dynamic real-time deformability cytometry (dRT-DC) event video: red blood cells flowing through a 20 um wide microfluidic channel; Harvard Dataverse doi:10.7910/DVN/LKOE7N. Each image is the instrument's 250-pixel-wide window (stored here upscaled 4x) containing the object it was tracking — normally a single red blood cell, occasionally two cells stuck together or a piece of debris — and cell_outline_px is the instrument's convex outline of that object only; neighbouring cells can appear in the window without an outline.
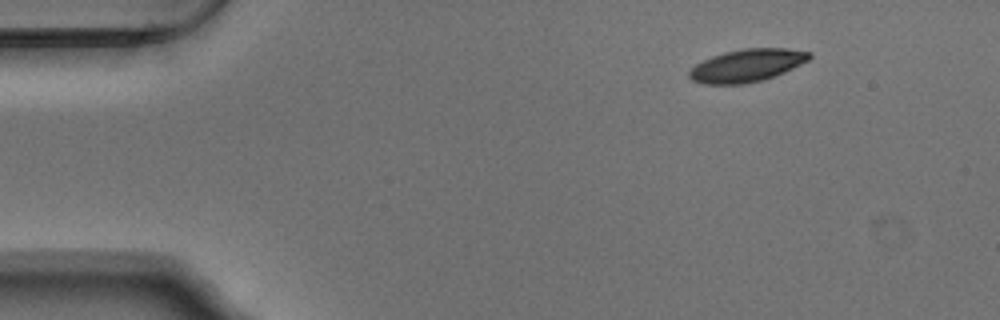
{"species": "Egyptian fruit bat (a non-hibernating species)", "species_latin": "Rousettus aegyptiacus", "temperature_condition": "warm", "stored_images_in_passage": 48, "camera_frame_rate_fps": 3000, "um_per_image_px": 0.085, "animal": {"sex": "male"}, "frame": {"image": 1, "passage_image": 1, "time_ms": 0.0, "image_size_px": [1000, 320], "cell_outline_px": [[812, 56], [808, 60], [784, 72], [764, 80], [744, 84], [704, 84], [692, 80], [688, 76], [688, 72], [696, 64], [712, 56], [724, 52], [744, 48], [788, 48], [812, 52]], "centroid_in_image_um": [63.5, 5.56], "position_along_channel_um": 21.5, "area_um2": 22.89}}
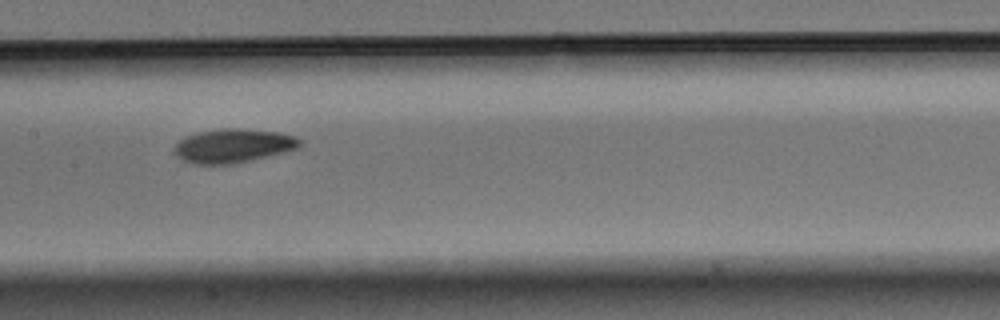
{"frame": {"image": 2, "passage_image": 21, "time_ms": 6.667, "image_size_px": [1000, 320], "cell_outline_px": [[300, 144], [296, 148], [284, 152], [252, 160], [232, 164], [196, 164], [184, 160], [176, 152], [176, 144], [180, 140], [196, 132], [220, 128], [240, 128], [280, 132], [296, 136], [300, 140]], "centroid_in_image_um": [19.86, 12.37], "position_along_channel_um": 187.5, "area_um2": 24.51}}
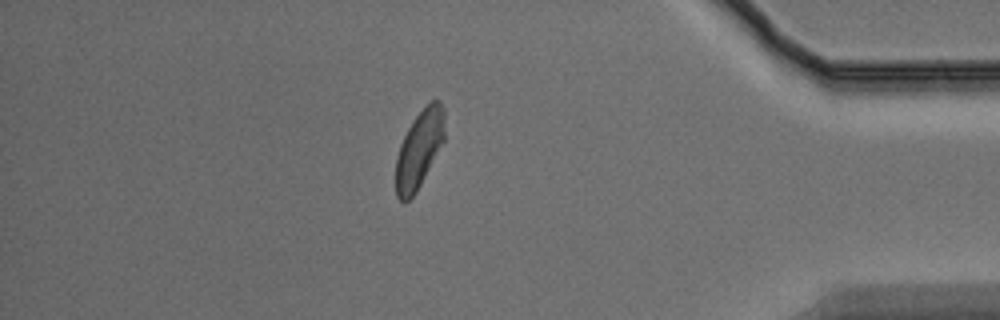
{"frame": {"image": 3, "passage_image": 41, "time_ms": 13.333, "image_size_px": [1000, 320], "cell_outline_px": [[444, 140], [416, 192], [404, 204], [396, 196], [396, 156], [400, 144], [408, 128], [416, 116], [432, 100], [440, 100], [444, 108]], "centroid_in_image_um": [35.62, 12.7], "position_along_channel_um": 399.6, "area_um2": 21.79}, "authors_computed_cell_mechanics": {"area_um2": 23.1489, "velocity_mm_per_s": 3.7212, "shape_relaxation_time_tau1_ms": 3.0971, "shape_relaxation_time_tau2_ms": 4.2859, "deformation_change_tau1": 0.1204, "deformation_change_tau2": 0.1014}}